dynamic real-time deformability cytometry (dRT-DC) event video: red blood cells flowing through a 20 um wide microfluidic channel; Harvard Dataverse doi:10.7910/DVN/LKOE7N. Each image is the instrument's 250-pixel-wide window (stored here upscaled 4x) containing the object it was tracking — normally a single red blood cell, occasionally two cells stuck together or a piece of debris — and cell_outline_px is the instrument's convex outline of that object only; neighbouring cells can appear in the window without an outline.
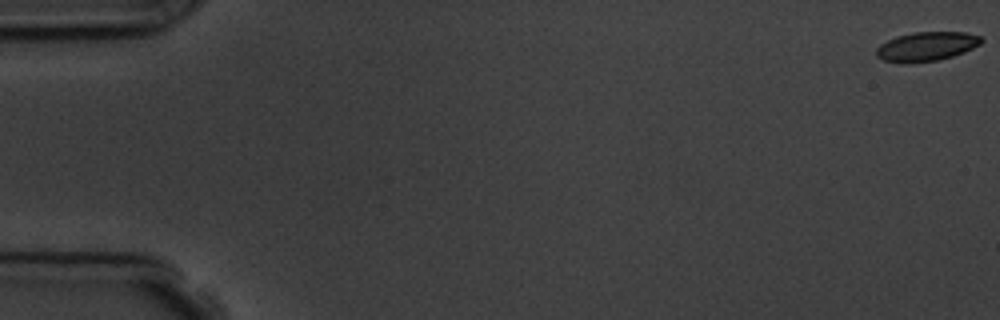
{"species": "common noctule bat (a hibernating species)", "species_latin": "Nyctalus noctula", "temperature_condition": "room temperature", "stored_images_in_passage": 7, "camera_frame_rate_fps": 3000, "um_per_image_px": 0.085, "animal": {"sex": "male", "body_mass_g": 19.5, "forearm_length_mm": 54.6}, "frame": {"image": 1, "passage_image": 1, "time_ms": 0.0, "image_size_px": [1000, 320], "cell_outline_px": [[984, 40], [980, 44], [964, 52], [952, 56], [936, 60], [884, 60], [876, 56], [876, 48], [880, 44], [896, 36], [912, 32], [964, 32], [980, 36]], "centroid_in_image_um": [78.8, 3.89], "position_along_channel_um": 6.2, "area_um2": 17.11}}
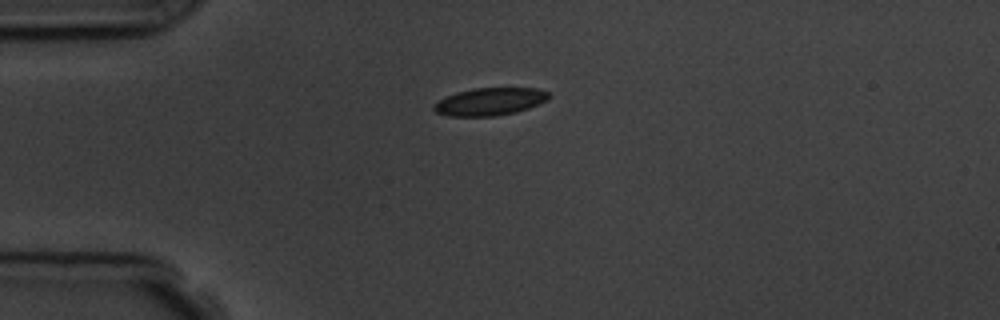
{"frame": {"image": 2, "passage_image": 5, "time_ms": 4.667, "image_size_px": [1000, 320], "cell_outline_px": [[548, 100], [528, 108], [516, 112], [496, 116], [448, 116], [436, 112], [432, 108], [432, 104], [444, 96], [456, 92], [472, 88], [536, 88], [548, 92]], "centroid_in_image_um": [41.58, 8.63], "position_along_channel_um": 43.4, "area_um2": 18.61}}